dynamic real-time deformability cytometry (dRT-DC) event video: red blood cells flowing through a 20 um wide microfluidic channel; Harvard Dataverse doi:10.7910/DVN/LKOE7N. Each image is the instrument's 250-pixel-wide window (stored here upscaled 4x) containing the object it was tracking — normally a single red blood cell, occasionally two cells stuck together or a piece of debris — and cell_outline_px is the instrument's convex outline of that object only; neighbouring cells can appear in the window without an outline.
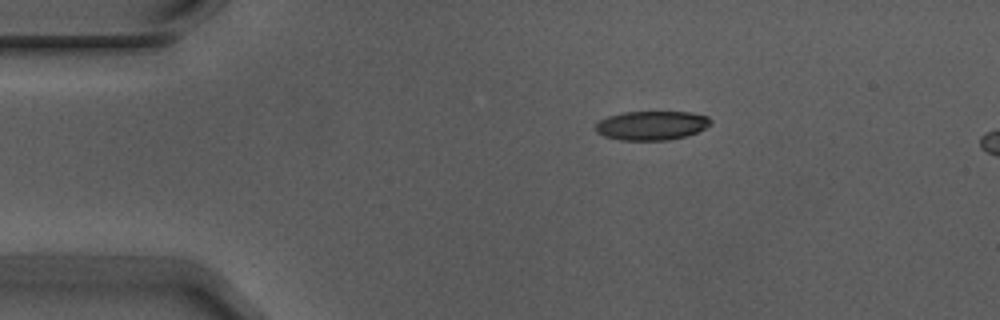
{"species": "Egyptian fruit bat (a non-hibernating species)", "species_latin": "Rousettus aegyptiacus", "temperature_condition": "warm", "stored_images_in_passage": 6, "camera_frame_rate_fps": 3000, "um_per_image_px": 0.085, "animal": {"sex": "male"}, "frame": {"image": 1, "passage_image": 1, "time_ms": 0.0, "image_size_px": [1000, 320], "cell_outline_px": [[712, 124], [696, 132], [684, 136], [668, 140], [620, 140], [604, 136], [596, 132], [596, 124], [600, 120], [608, 116], [624, 112], [688, 112], [708, 116], [712, 120]], "centroid_in_image_um": [55.39, 10.66], "position_along_channel_um": 29.6, "area_um2": 19.42}}